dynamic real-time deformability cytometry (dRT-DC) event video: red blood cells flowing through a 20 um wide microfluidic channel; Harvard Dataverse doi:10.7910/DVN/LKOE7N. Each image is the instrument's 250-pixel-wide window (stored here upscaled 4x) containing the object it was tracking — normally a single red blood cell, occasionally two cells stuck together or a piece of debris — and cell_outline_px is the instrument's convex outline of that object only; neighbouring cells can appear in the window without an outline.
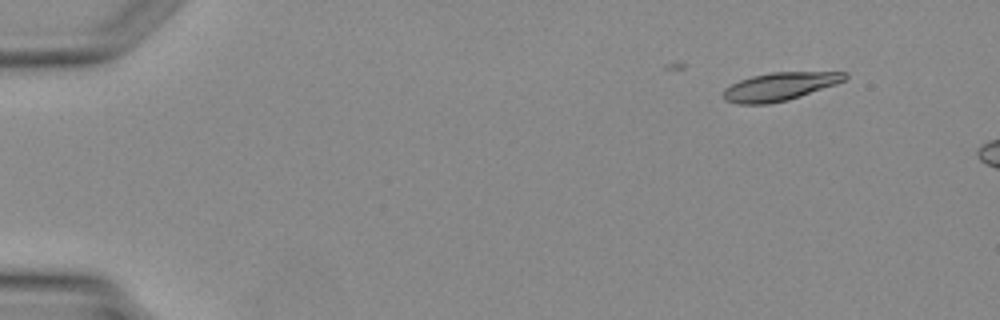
{"species": "Egyptian fruit bat (a non-hibernating species)", "species_latin": "Rousettus aegyptiacus", "temperature_condition": "warm", "stored_images_in_passage": 3, "camera_frame_rate_fps": 3000, "um_per_image_px": 0.085, "animal": {"sex": "female"}, "frame": {"image": 1, "passage_image": 2, "time_ms": 1.0, "image_size_px": [1000, 320], "cell_outline_px": [[848, 76], [844, 80], [836, 84], [788, 100], [768, 104], [740, 104], [724, 100], [724, 88], [740, 80], [752, 76], [772, 72], [848, 72]], "centroid_in_image_um": [66.27, 7.35], "position_along_channel_um": 18.7, "area_um2": 19.77}}